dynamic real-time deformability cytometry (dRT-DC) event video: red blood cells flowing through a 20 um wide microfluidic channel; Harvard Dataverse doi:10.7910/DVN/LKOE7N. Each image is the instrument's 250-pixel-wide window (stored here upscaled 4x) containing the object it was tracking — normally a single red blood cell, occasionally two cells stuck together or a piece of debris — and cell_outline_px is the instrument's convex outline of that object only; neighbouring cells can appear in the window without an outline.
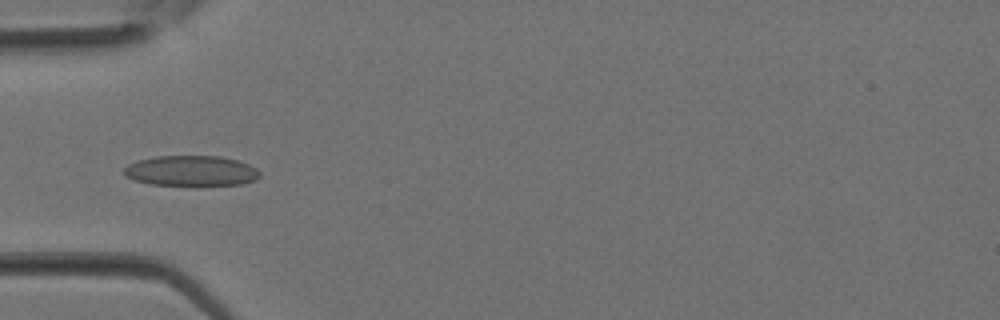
{"species": "Egyptian fruit bat (a non-hibernating species)", "species_latin": "Rousettus aegyptiacus", "temperature_condition": "room temperature", "stored_images_in_passage": 24, "camera_frame_rate_fps": 3000, "um_per_image_px": 0.085, "animal": {"sex": "female"}, "frame": {"image": 1, "passage_image": 2, "time_ms": 0.333, "image_size_px": [1000, 320], "cell_outline_px": [[260, 176], [256, 180], [240, 184], [152, 184], [136, 180], [124, 176], [124, 168], [128, 164], [136, 160], [156, 156], [220, 156], [236, 160], [248, 164], [256, 168], [260, 172]], "centroid_in_image_um": [16.24, 14.5], "position_along_channel_um": 68.8, "area_um2": 23.7}}
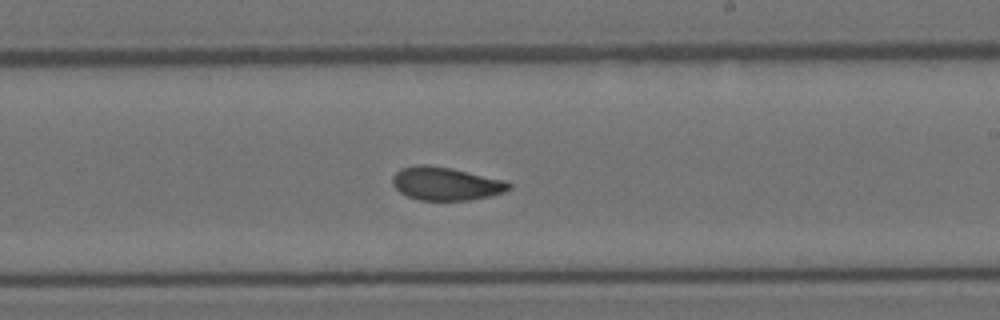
{"frame": {"image": 2, "passage_image": 11, "time_ms": 3.333, "image_size_px": [1000, 320], "cell_outline_px": [[512, 188], [504, 192], [492, 196], [468, 200], [420, 200], [408, 196], [400, 192], [392, 184], [392, 176], [400, 168], [416, 164], [424, 164], [452, 168], [508, 180], [512, 184]], "centroid_in_image_um": [37.94, 15.6], "position_along_channel_um": 251.1, "area_um2": 22.89}}
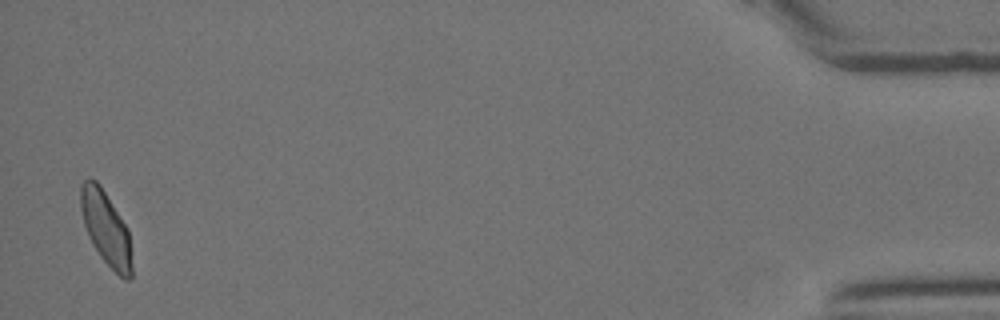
{"frame": {"image": 3, "passage_image": 24, "time_ms": 7.667, "image_size_px": [1000, 320], "cell_outline_px": [[132, 276], [128, 280], [120, 276], [100, 256], [88, 236], [84, 224], [80, 208], [80, 184], [88, 176], [96, 180], [100, 184], [128, 228], [132, 264]], "centroid_in_image_um": [8.99, 19.35], "position_along_channel_um": 426.2, "area_um2": 22.02}}